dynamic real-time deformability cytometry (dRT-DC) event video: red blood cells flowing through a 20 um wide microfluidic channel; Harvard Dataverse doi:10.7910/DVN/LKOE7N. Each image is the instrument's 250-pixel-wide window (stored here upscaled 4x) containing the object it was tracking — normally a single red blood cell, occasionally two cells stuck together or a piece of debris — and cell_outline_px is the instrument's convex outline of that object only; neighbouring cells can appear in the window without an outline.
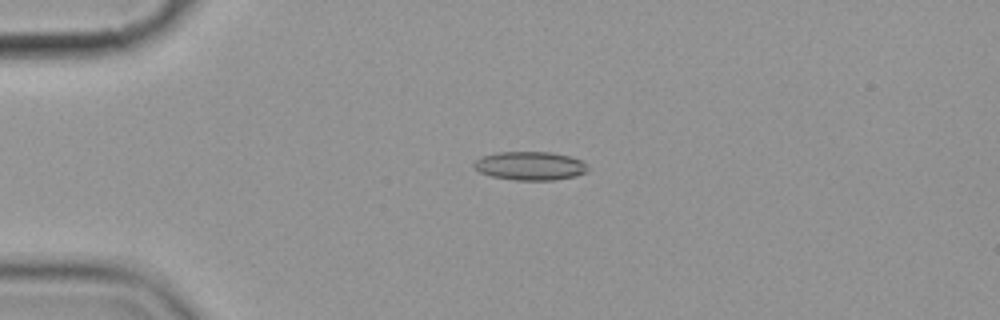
{"species": "common noctule bat (a hibernating species)", "species_latin": "Nyctalus noctula", "temperature_condition": "cold", "stored_images_in_passage": 6, "camera_frame_rate_fps": 3000, "um_per_image_px": 0.085, "animal": {"sex": "female", "body_mass_g": 19.9}, "frame": {"image": 1, "passage_image": 4, "time_ms": 4.333, "image_size_px": [1000, 320], "cell_outline_px": [[588, 172], [576, 176], [552, 180], [516, 180], [492, 176], [480, 172], [472, 168], [472, 164], [476, 160], [484, 156], [496, 152], [552, 152], [568, 156], [580, 160], [588, 168]], "centroid_in_image_um": [45.04, 14.1], "position_along_channel_um": 40.0, "area_um2": 18.9}}
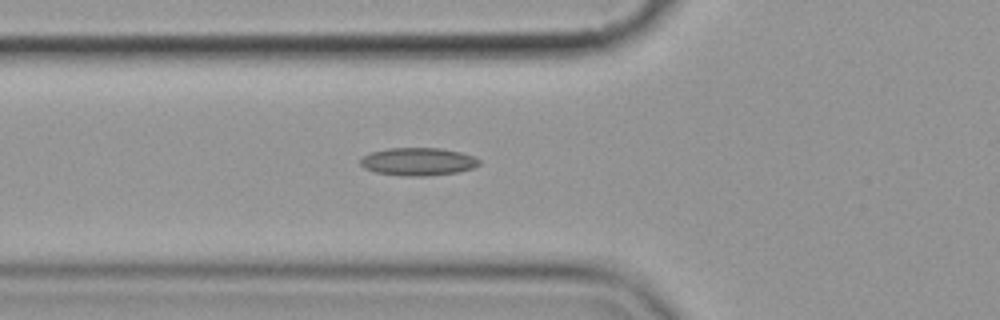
{"frame": {"image": 2, "passage_image": 6, "time_ms": 6.667, "image_size_px": [1000, 320], "cell_outline_px": [[480, 164], [472, 168], [460, 172], [424, 176], [400, 176], [376, 172], [364, 168], [360, 164], [360, 160], [364, 156], [372, 152], [388, 148], [440, 148], [460, 152], [472, 156], [480, 160]], "centroid_in_image_um": [35.54, 13.74], "position_along_channel_um": 90.3, "area_um2": 19.25}}